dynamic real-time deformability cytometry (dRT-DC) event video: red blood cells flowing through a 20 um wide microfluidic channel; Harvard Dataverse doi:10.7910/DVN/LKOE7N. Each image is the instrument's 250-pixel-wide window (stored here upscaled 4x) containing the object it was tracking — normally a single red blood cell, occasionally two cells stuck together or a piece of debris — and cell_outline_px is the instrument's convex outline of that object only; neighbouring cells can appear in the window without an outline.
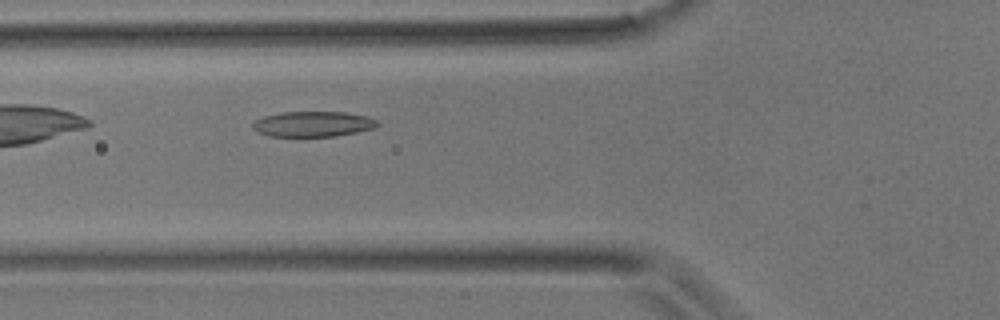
{"species": "common noctule bat (a hibernating species)", "species_latin": "Nyctalus noctula", "temperature_condition": "room temperature", "stored_images_in_passage": 3, "camera_frame_rate_fps": 3000, "um_per_image_px": 0.085, "animal": {"sex": "male", "body_mass_g": 17.9}, "frame": {"image": 1, "passage_image": 3, "time_ms": 0.667, "image_size_px": [1000, 320], "cell_outline_px": [[380, 124], [376, 128], [356, 132], [332, 136], [268, 136], [252, 128], [252, 124], [256, 120], [264, 116], [280, 112], [344, 112], [368, 116], [376, 120]], "centroid_in_image_um": [26.63, 10.53], "position_along_channel_um": 99.2, "area_um2": 18.38}}